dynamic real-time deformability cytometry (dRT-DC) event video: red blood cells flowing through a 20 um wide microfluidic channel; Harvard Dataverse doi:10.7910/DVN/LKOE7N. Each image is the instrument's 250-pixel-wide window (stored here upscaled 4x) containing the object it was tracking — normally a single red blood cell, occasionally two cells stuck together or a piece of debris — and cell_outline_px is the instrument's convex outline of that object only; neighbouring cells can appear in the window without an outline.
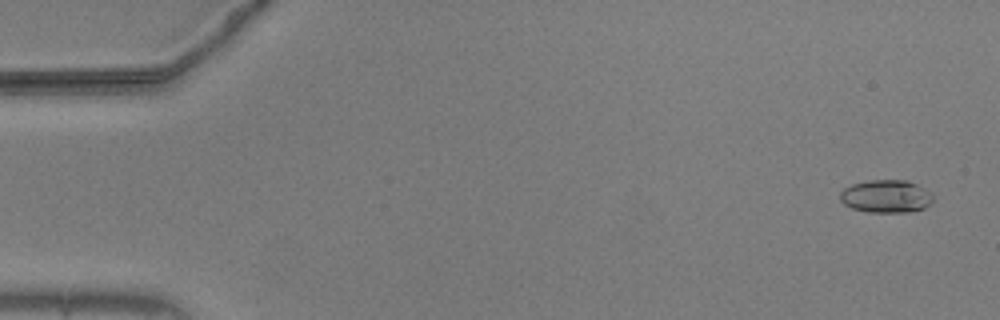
{"species": "common noctule bat (a hibernating species)", "species_latin": "Nyctalus noctula", "temperature_condition": "warm", "stored_images_in_passage": 14, "camera_frame_rate_fps": 3000, "um_per_image_px": 0.085, "animal": {"sex": "male", "body_mass_g": 20.5, "forearm_length_mm": 52.5}, "frame": {"image": 1, "passage_image": 3, "time_ms": 0.667, "image_size_px": [1000, 320], "cell_outline_px": [[932, 200], [924, 208], [908, 212], [868, 212], [852, 208], [844, 204], [840, 200], [840, 192], [844, 188], [852, 184], [872, 180], [908, 180], [924, 188], [932, 196]], "centroid_in_image_um": [75.29, 16.68], "position_along_channel_um": 9.7, "area_um2": 17.63}}